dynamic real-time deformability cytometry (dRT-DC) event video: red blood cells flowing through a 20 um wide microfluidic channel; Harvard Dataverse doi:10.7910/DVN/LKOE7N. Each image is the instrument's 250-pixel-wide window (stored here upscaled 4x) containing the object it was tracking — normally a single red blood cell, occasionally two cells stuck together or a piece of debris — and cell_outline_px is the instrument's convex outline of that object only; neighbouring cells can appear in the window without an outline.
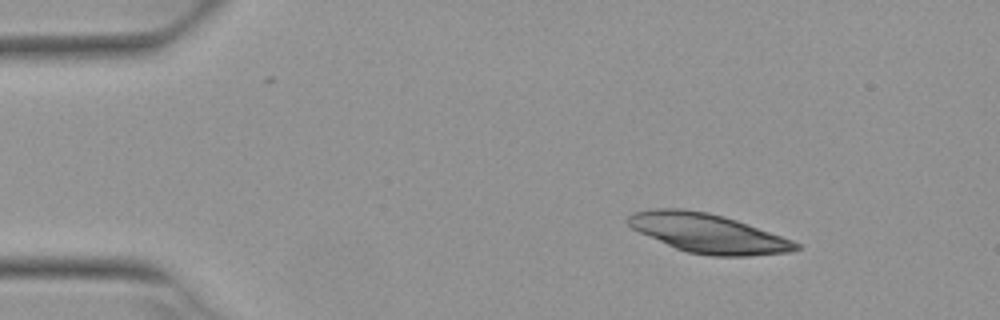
{"species": "Egyptian fruit bat (a non-hibernating species)", "species_latin": "Rousettus aegyptiacus", "temperature_condition": "warm", "stored_images_in_passage": 3, "camera_frame_rate_fps": 3000, "um_per_image_px": 0.085, "animal": {"sex": "female"}, "frame": {"image": 1, "passage_image": 1, "time_ms": 0.0, "image_size_px": [1000, 320], "cell_outline_px": [[800, 248], [788, 252], [748, 256], [712, 256], [688, 252], [676, 248], [640, 232], [632, 228], [624, 220], [632, 212], [656, 208], [680, 208], [708, 212], [724, 216], [748, 224], [792, 240], [800, 244]], "centroid_in_image_um": [60.15, 19.81], "position_along_channel_um": 24.8, "area_um2": 37.97}}